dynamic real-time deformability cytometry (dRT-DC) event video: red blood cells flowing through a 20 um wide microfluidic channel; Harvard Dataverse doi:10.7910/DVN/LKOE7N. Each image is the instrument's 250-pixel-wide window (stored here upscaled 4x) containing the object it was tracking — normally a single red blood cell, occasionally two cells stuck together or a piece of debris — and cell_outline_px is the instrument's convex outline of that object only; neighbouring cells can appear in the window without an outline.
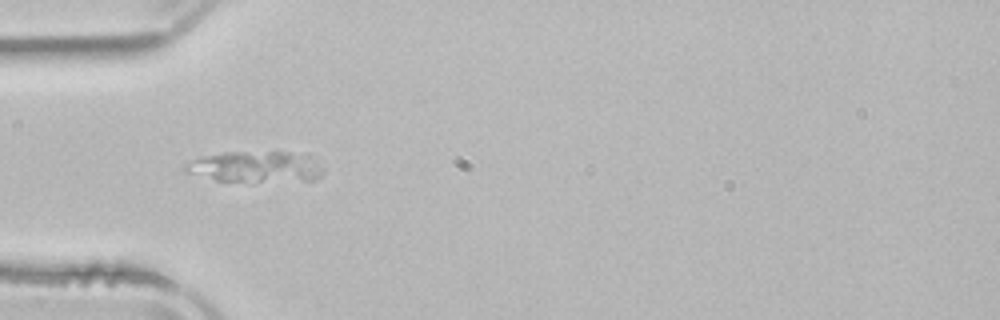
{"species": "common noctule bat (a hibernating species)", "species_latin": "Nyctalus noctula", "temperature_condition": "room temperature", "stored_images_in_passage": 2, "camera_frame_rate_fps": 3000, "um_per_image_px": 0.085, "animal": {"sex": "male", "body_mass_g": 21.5, "forearm_length_mm": 52.0}, "frame": {"image": 1, "passage_image": 1, "time_ms": 0.0, "image_size_px": [1000, 320], "cell_outline_px": [[324, 172], [316, 180], [216, 180], [184, 172], [180, 168], [184, 164], [192, 160], [224, 152], [288, 152], [308, 156]], "centroid_in_image_um": [21.64, 14.17], "position_along_channel_um": 63.4, "area_um2": 24.1}}